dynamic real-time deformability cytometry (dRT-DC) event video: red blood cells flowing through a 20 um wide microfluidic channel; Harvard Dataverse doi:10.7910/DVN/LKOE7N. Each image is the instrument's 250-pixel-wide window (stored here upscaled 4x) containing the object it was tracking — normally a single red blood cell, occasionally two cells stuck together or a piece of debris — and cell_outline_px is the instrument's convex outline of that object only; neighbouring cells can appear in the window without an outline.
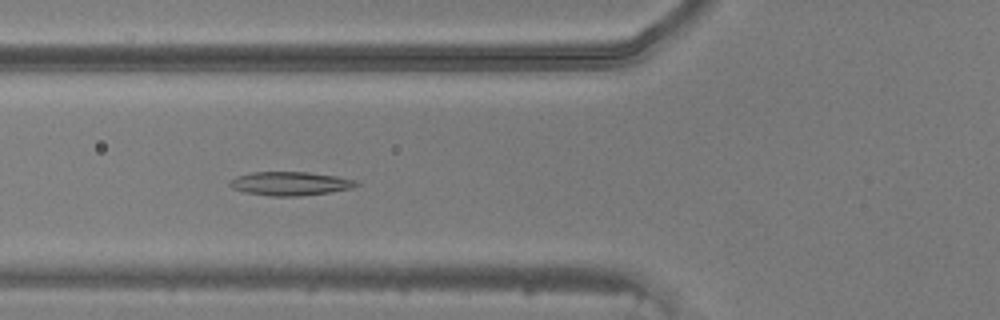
{"species": "common noctule bat (a hibernating species)", "species_latin": "Nyctalus noctula", "temperature_condition": "warm", "stored_images_in_passage": 48, "camera_frame_rate_fps": 3000, "um_per_image_px": 0.085, "animal": {"sex": "male", "body_mass_g": 20.5, "forearm_length_mm": 52.5}, "frame": {"image": 1, "passage_image": 18, "time_ms": 5.667, "image_size_px": [1000, 320], "cell_outline_px": [[360, 184], [352, 188], [328, 192], [300, 196], [272, 196], [244, 192], [232, 188], [228, 184], [228, 180], [236, 176], [252, 172], [308, 172], [336, 176], [356, 180]], "centroid_in_image_um": [24.63, 15.6], "position_along_channel_um": 101.2, "area_um2": 17.51}}
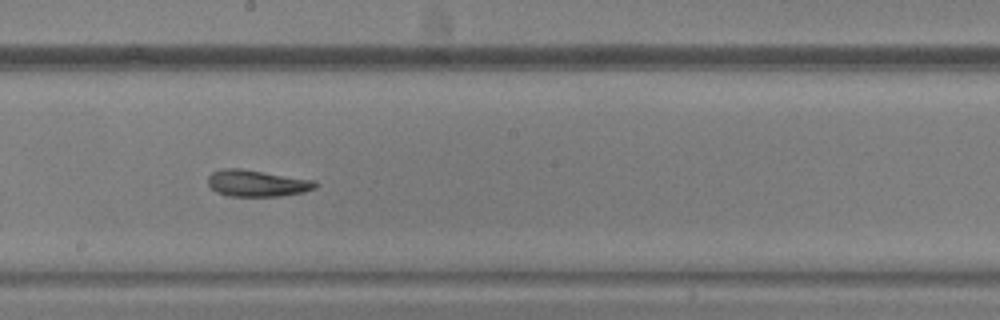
{"frame": {"image": 2, "passage_image": 27, "time_ms": 8.667, "image_size_px": [1000, 320], "cell_outline_px": [[320, 184], [316, 188], [304, 192], [280, 196], [228, 196], [216, 192], [208, 184], [208, 176], [212, 172], [224, 168], [240, 168], [316, 180]], "centroid_in_image_um": [21.88, 15.57], "position_along_channel_um": 226.3, "area_um2": 16.82}}
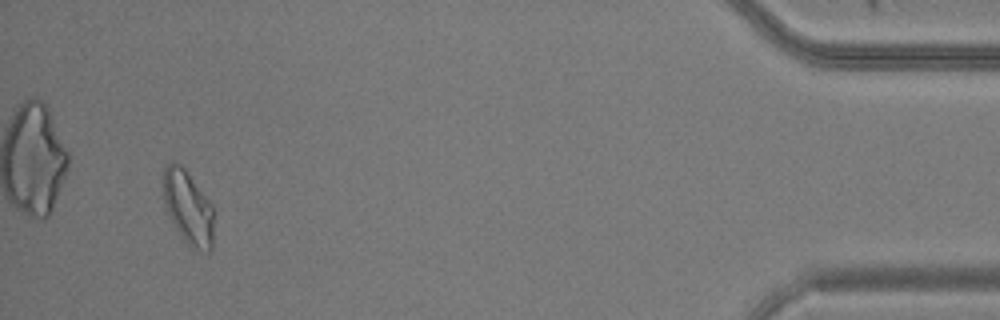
{"frame": {"image": 3, "passage_image": 46, "time_ms": 15.0, "image_size_px": [1000, 320], "cell_outline_px": [[212, 252], [208, 252], [192, 248], [184, 240], [176, 228], [164, 208], [160, 180], [164, 168], [172, 160], [180, 164], [184, 168], [212, 204]], "centroid_in_image_um": [15.92, 17.59], "position_along_channel_um": 419.3, "area_um2": 22.02}}